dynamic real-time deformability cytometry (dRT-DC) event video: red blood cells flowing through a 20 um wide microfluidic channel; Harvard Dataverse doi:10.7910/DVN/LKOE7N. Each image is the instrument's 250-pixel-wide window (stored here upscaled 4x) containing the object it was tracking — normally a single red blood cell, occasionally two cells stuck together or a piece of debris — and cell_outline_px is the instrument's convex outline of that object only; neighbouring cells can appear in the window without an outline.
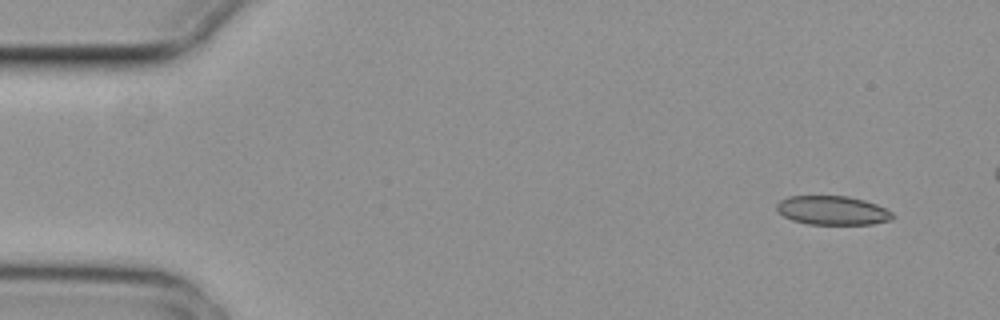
{"species": "common noctule bat (a hibernating species)", "species_latin": "Nyctalus noctula", "temperature_condition": "cold", "stored_images_in_passage": 5, "camera_frame_rate_fps": 3000, "um_per_image_px": 0.085, "animal": {"sex": "female", "body_mass_g": 29.2, "forearm_length_mm": 56.3}, "frame": {"image": 1, "passage_image": 1, "time_ms": 0.0, "image_size_px": [1000, 320], "cell_outline_px": [[896, 216], [892, 220], [872, 224], [808, 224], [792, 220], [784, 216], [776, 208], [776, 204], [780, 200], [788, 196], [848, 196], [864, 200], [876, 204], [892, 212]], "centroid_in_image_um": [70.78, 17.88], "position_along_channel_um": 14.2, "area_um2": 19.59}}